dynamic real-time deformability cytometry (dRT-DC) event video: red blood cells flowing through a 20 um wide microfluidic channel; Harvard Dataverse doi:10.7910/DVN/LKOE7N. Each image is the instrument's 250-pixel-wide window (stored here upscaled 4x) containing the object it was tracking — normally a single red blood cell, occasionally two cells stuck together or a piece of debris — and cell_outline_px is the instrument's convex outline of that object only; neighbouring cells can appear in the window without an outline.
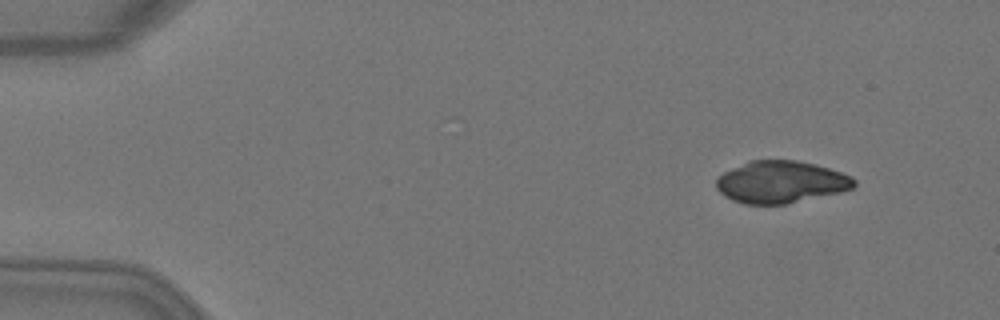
{"species": "Egyptian fruit bat (a non-hibernating species)", "species_latin": "Rousettus aegyptiacus", "temperature_condition": "warm", "stored_images_in_passage": 4, "camera_frame_rate_fps": 3000, "um_per_image_px": 0.085, "animal": {"sex": "female"}, "frame": {"image": 1, "passage_image": 2, "time_ms": 0.333, "image_size_px": [1000, 320], "cell_outline_px": [[856, 184], [852, 188], [840, 192], [784, 204], [744, 204], [732, 200], [724, 196], [716, 188], [716, 180], [724, 172], [748, 160], [796, 160], [816, 164], [852, 176], [856, 180]], "centroid_in_image_um": [66.36, 15.46], "position_along_channel_um": 18.6, "area_um2": 33.76}}